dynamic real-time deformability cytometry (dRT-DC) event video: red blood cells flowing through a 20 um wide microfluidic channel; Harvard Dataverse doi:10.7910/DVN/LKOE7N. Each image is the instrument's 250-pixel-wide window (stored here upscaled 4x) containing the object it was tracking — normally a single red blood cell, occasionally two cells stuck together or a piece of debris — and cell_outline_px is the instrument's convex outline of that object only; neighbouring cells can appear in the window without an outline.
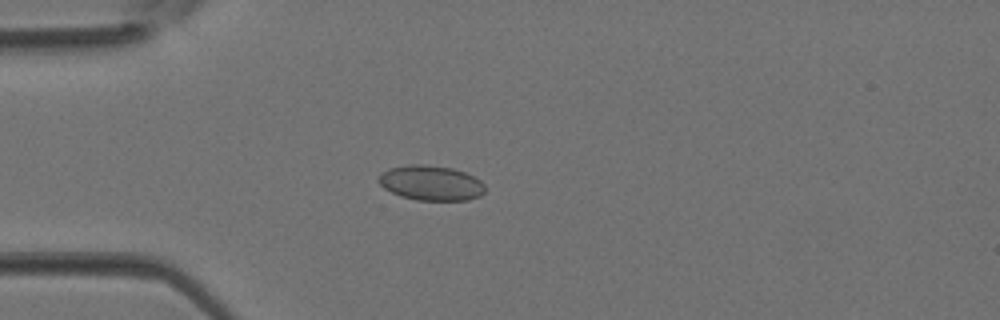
{"species": "Egyptian fruit bat (a non-hibernating species)", "species_latin": "Rousettus aegyptiacus", "temperature_condition": "room temperature", "stored_images_in_passage": 1, "camera_frame_rate_fps": 3000, "um_per_image_px": 0.085, "animal": {"sex": "female"}, "frame": {"image": 1, "passage_image": 1, "time_ms": 0.0, "image_size_px": [1000, 320], "cell_outline_px": [[484, 192], [480, 196], [468, 200], [416, 200], [400, 196], [384, 188], [376, 180], [376, 176], [380, 172], [388, 168], [412, 164], [424, 164], [452, 168], [464, 172], [480, 180], [484, 184]], "centroid_in_image_um": [36.58, 15.54], "position_along_channel_um": 48.4, "area_um2": 21.85}}